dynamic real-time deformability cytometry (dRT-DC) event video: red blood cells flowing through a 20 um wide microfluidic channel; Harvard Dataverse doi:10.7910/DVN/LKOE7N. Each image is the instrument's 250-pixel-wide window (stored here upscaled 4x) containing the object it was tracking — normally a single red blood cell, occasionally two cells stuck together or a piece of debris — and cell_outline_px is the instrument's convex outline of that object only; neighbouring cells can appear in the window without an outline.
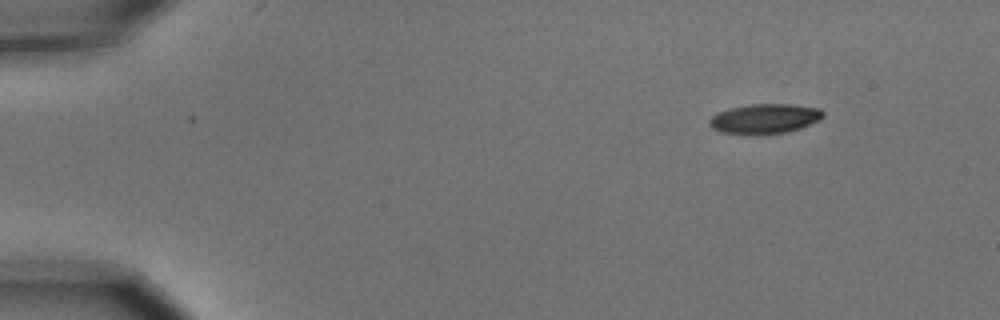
{"species": "common noctule bat (a hibernating species)", "species_latin": "Nyctalus noctula", "temperature_condition": "cold", "stored_images_in_passage": 4, "camera_frame_rate_fps": 3000, "um_per_image_px": 0.085, "animal": {"sex": "male", "body_mass_g": 15.6}, "frame": {"image": 1, "passage_image": 1, "time_ms": 0.0, "image_size_px": [1000, 320], "cell_outline_px": [[824, 116], [820, 120], [800, 128], [788, 132], [760, 136], [752, 136], [720, 132], [712, 128], [708, 124], [708, 120], [712, 116], [728, 108], [752, 104], [792, 104], [820, 108], [824, 112]], "centroid_in_image_um": [64.99, 10.12], "position_along_channel_um": 20.0, "area_um2": 20.29}}
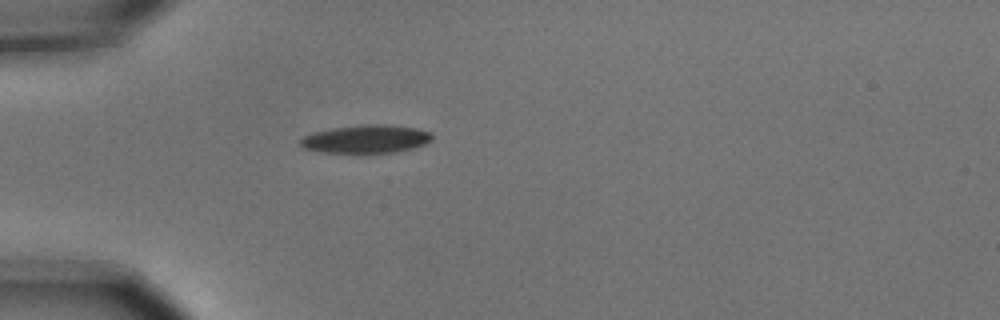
{"frame": {"image": 2, "passage_image": 4, "time_ms": 1.0, "image_size_px": [1000, 320], "cell_outline_px": [[432, 140], [424, 144], [412, 148], [396, 152], [368, 156], [324, 152], [304, 148], [300, 144], [300, 140], [304, 136], [312, 132], [336, 128], [364, 124], [384, 124], [416, 128], [432, 132]], "centroid_in_image_um": [31.13, 11.86], "position_along_channel_um": 53.9, "area_um2": 22.37}}